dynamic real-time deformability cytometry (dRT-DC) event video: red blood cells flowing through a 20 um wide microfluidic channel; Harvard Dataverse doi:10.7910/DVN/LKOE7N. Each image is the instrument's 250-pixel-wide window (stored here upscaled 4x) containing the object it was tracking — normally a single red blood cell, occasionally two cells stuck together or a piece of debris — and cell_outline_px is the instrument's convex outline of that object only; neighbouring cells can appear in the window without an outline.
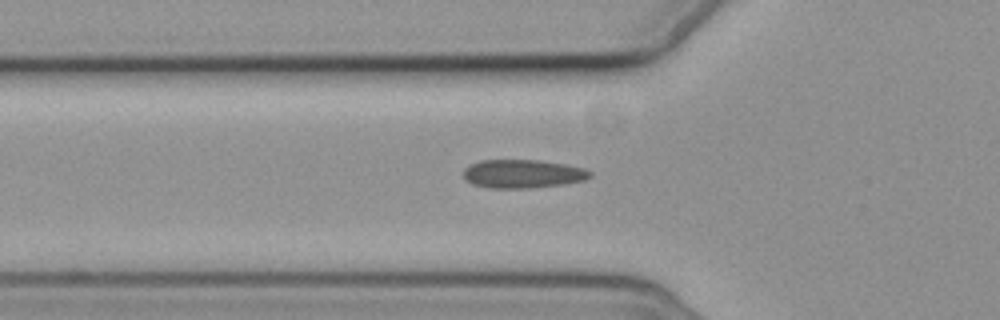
{"species": "common noctule bat (a hibernating species)", "species_latin": "Nyctalus noctula", "temperature_condition": "cold", "stored_images_in_passage": 6, "camera_frame_rate_fps": 3000, "um_per_image_px": 0.085, "animal": {"sex": "female", "body_mass_g": 19.3, "forearm_length_mm": 54.1}, "frame": {"image": 1, "passage_image": 6, "time_ms": 6.333, "image_size_px": [1000, 320], "cell_outline_px": [[592, 176], [584, 180], [564, 184], [532, 188], [488, 188], [472, 184], [464, 180], [464, 168], [480, 160], [540, 160], [564, 164], [584, 168], [592, 172]], "centroid_in_image_um": [44.43, 14.78], "position_along_channel_um": 81.4, "area_um2": 21.15}}